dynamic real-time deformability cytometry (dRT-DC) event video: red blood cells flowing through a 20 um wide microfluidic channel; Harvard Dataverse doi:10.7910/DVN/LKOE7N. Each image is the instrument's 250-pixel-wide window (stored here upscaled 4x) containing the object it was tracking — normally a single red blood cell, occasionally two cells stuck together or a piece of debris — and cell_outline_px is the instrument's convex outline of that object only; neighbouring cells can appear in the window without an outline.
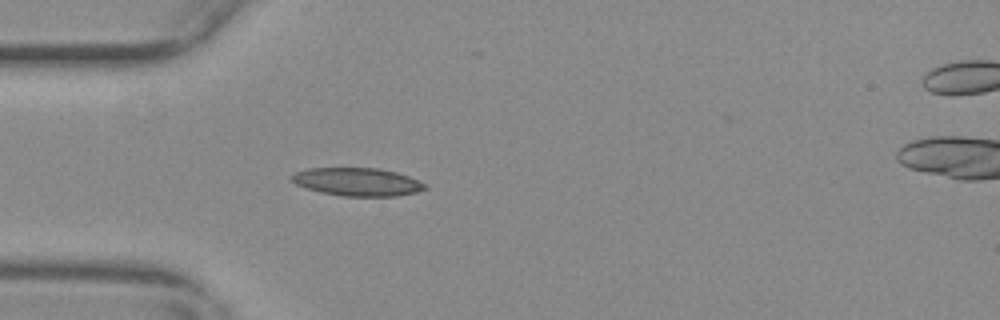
{"species": "common noctule bat (a hibernating species)", "species_latin": "Nyctalus noctula", "temperature_condition": "warm", "stored_images_in_passage": 32, "camera_frame_rate_fps": 3000, "um_per_image_px": 0.085, "animal": {"sex": "female", "body_mass_g": 29.2, "forearm_length_mm": 56.3}, "frame": {"image": 1, "passage_image": 1, "time_ms": 0.0, "image_size_px": [1000, 320], "cell_outline_px": [[428, 188], [416, 192], [396, 196], [340, 196], [320, 192], [296, 184], [288, 180], [288, 176], [296, 172], [308, 168], [376, 168], [396, 172], [408, 176], [424, 184]], "centroid_in_image_um": [30.31, 15.46], "position_along_channel_um": 54.7, "area_um2": 21.79}}
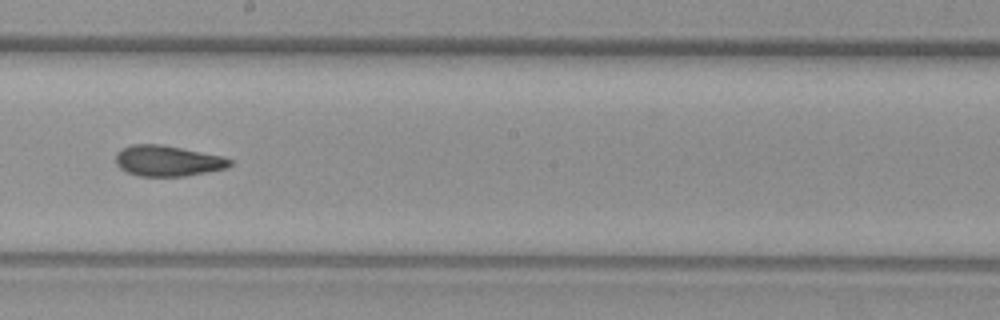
{"frame": {"image": 2, "passage_image": 16, "time_ms": 5.0, "image_size_px": [1000, 320], "cell_outline_px": [[232, 164], [228, 168], [208, 172], [184, 176], [140, 176], [128, 172], [120, 168], [116, 164], [116, 152], [132, 144], [160, 144], [224, 156], [232, 160]], "centroid_in_image_um": [14.28, 13.67], "position_along_channel_um": 233.9, "area_um2": 20.46}}
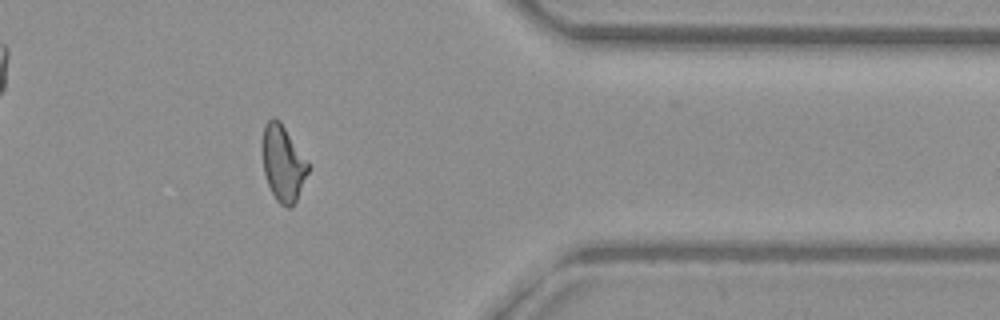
{"frame": {"image": 3, "passage_image": 30, "time_ms": 9.667, "image_size_px": [1000, 320], "cell_outline_px": [[308, 172], [296, 200], [292, 208], [288, 208], [280, 204], [276, 200], [268, 184], [264, 172], [260, 148], [264, 124], [272, 116], [280, 120], [308, 160]], "centroid_in_image_um": [24.02, 13.83], "position_along_channel_um": 387.4, "area_um2": 20.63}, "authors_computed_cell_mechanics": {"area_um2": 20.5479, "velocity_mm_per_s": 3.7051, "shape_relaxation_time_tau1_ms": null, "shape_relaxation_time_tau2_ms": 2.883, "deformation_change_tau1": null, "deformation_change_tau2": 0.1006}}